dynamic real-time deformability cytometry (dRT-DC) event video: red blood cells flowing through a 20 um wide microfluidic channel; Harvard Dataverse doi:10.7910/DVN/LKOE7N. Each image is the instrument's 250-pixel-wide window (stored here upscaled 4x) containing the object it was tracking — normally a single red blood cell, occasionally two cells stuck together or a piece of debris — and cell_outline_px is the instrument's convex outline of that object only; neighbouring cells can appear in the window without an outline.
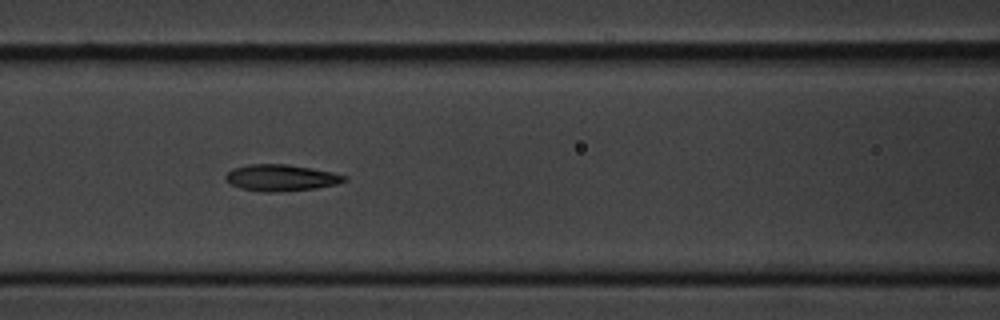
{"species": "common noctule bat (a hibernating species)", "species_latin": "Nyctalus noctula", "temperature_condition": "cold", "stored_images_in_passage": 7, "camera_frame_rate_fps": 3000, "um_per_image_px": 0.085, "animal": {"sex": "male", "body_mass_g": 20.1, "forearm_length_mm": 53.5}, "frame": {"image": 1, "passage_image": 4, "time_ms": 3.333, "image_size_px": [1000, 320], "cell_outline_px": [[348, 180], [336, 184], [316, 188], [272, 192], [260, 192], [240, 188], [224, 180], [224, 176], [232, 168], [248, 164], [288, 164], [312, 168], [332, 172], [348, 176]], "centroid_in_image_um": [23.87, 15.1], "position_along_channel_um": 142.7, "area_um2": 18.44}}
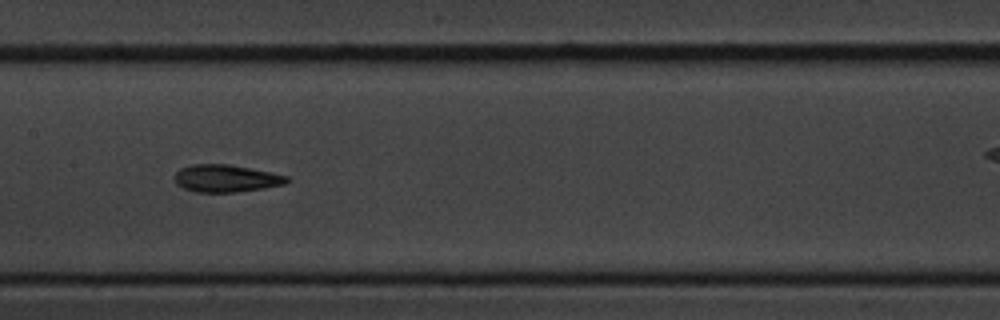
{"frame": {"image": 2, "passage_image": 5, "time_ms": 4.667, "image_size_px": [1000, 320], "cell_outline_px": [[292, 180], [284, 184], [264, 188], [236, 192], [196, 192], [184, 188], [176, 184], [176, 172], [180, 168], [192, 164], [228, 164], [272, 172], [288, 176]], "centroid_in_image_um": [19.24, 15.16], "position_along_channel_um": 188.2, "area_um2": 17.92}}
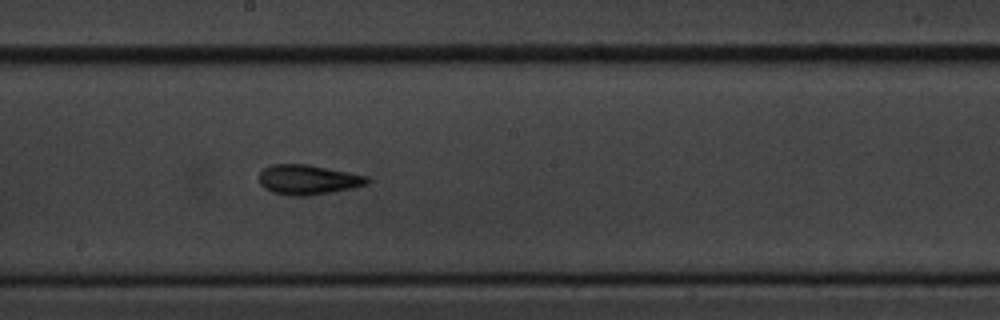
{"frame": {"image": 3, "passage_image": 6, "time_ms": 5.667, "image_size_px": [1000, 320], "cell_outline_px": [[368, 184], [332, 192], [308, 196], [292, 196], [272, 192], [264, 188], [260, 184], [260, 172], [264, 168], [272, 164], [308, 164], [368, 176]], "centroid_in_image_um": [26.16, 15.27], "position_along_channel_um": 222.0, "area_um2": 18.73}}